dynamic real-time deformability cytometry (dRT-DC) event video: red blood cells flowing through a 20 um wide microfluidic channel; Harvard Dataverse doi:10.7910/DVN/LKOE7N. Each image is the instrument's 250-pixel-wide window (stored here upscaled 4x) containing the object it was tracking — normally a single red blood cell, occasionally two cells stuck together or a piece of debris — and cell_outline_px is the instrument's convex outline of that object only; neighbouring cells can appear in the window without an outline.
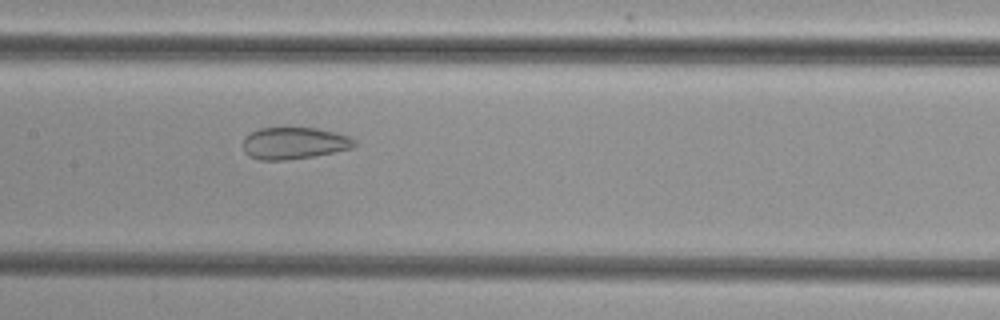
{"species": "common noctule bat (a hibernating species)", "species_latin": "Nyctalus noctula", "temperature_condition": "cold", "stored_images_in_passage": 40, "camera_frame_rate_fps": 3000, "um_per_image_px": 0.085, "animal": {"sex": "female", "body_mass_g": 29.2, "forearm_length_mm": 56.3}, "frame": {"image": 1, "passage_image": 17, "time_ms": 5.333, "image_size_px": [1000, 320], "cell_outline_px": [[356, 144], [352, 148], [312, 156], [284, 160], [260, 160], [248, 156], [244, 152], [244, 136], [260, 128], [316, 128], [336, 132], [348, 136], [356, 140]], "centroid_in_image_um": [24.99, 12.17], "position_along_channel_um": 182.4, "area_um2": 20.58}}
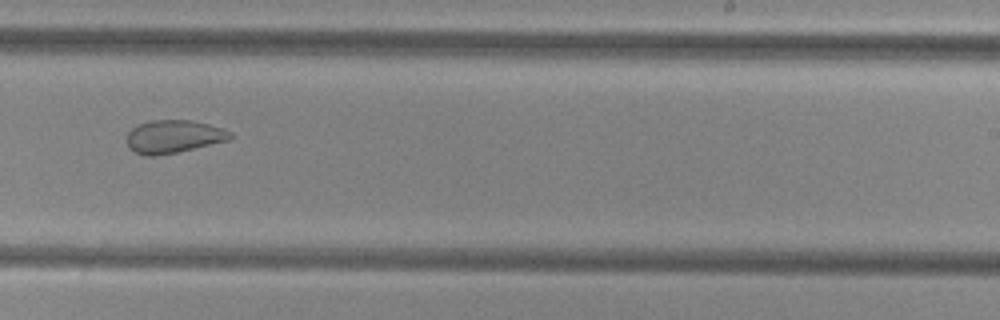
{"frame": {"image": 2, "passage_image": 24, "time_ms": 7.667, "image_size_px": [1000, 320], "cell_outline_px": [[236, 136], [228, 140], [176, 152], [152, 156], [148, 156], [136, 152], [128, 148], [128, 132], [132, 128], [140, 124], [152, 120], [192, 120], [224, 128], [232, 132]], "centroid_in_image_um": [14.8, 11.59], "position_along_channel_um": 274.2, "area_um2": 19.71}}
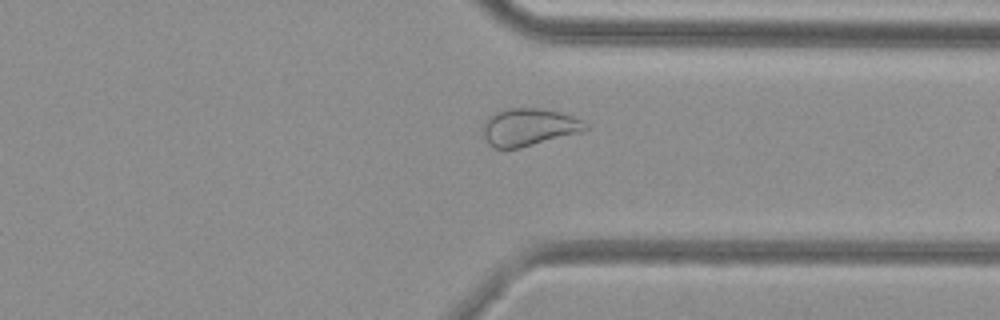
{"frame": {"image": 3, "passage_image": 31, "time_ms": 10.0, "image_size_px": [1000, 320], "cell_outline_px": [[588, 128], [584, 132], [520, 148], [492, 148], [488, 144], [484, 136], [484, 120], [488, 116], [496, 112], [508, 108], [536, 108], [560, 112], [572, 116], [588, 124]], "centroid_in_image_um": [44.96, 10.82], "position_along_channel_um": 366.4, "area_um2": 22.48}}